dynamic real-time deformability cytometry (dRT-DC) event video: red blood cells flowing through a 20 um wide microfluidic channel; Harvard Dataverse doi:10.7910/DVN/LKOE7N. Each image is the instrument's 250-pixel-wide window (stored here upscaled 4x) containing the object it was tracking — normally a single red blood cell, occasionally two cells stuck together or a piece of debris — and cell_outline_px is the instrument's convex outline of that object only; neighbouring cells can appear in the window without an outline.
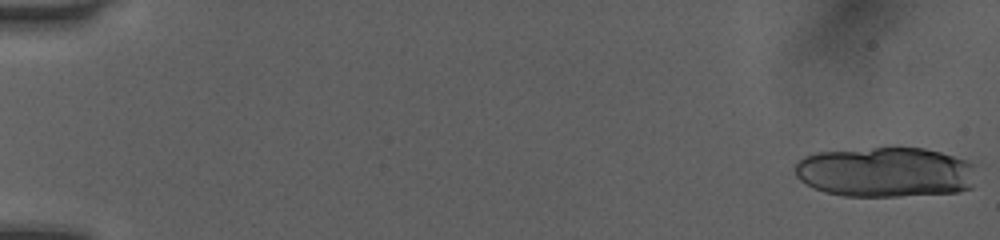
{"species": "human", "species_latin": "Homo sapiens", "temperature_condition": "room temperature", "stored_images_in_passage": 18, "camera_frame_rate_fps": 3000, "um_per_image_px": 0.085, "donor": {"sex": "female"}, "frame": {"image": 1, "passage_image": 1, "time_ms": 0.0, "image_size_px": [1000, 240], "cell_outline_px": [[972, 188], [960, 192], [900, 196], [844, 196], [824, 192], [812, 188], [800, 180], [796, 176], [792, 168], [804, 156], [816, 152], [892, 144], [924, 148], [940, 152], [964, 160], [972, 164]], "centroid_in_image_um": [75.18, 14.59], "position_along_channel_um": 9.8, "area_um2": 54.27}}